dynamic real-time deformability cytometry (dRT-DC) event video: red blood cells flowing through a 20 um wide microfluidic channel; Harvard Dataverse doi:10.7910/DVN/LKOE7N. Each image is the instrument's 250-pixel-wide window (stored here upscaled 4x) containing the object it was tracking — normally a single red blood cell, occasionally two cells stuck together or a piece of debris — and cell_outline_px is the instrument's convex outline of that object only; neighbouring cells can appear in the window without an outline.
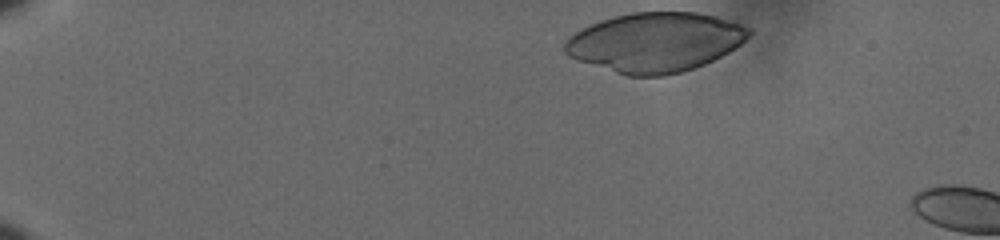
{"species": "human", "species_latin": "Homo sapiens", "temperature_condition": "cold", "stored_images_in_passage": 5, "camera_frame_rate_fps": 3000, "um_per_image_px": 0.085, "donor": {"sex": "male"}, "frame": {"image": 1, "passage_image": 1, "time_ms": 0.0, "image_size_px": [1000, 240], "cell_outline_px": [[752, 32], [740, 44], [728, 52], [704, 64], [680, 72], [664, 76], [628, 76], [576, 60], [568, 56], [564, 52], [564, 44], [576, 32], [600, 20], [632, 12], [696, 12], [716, 16], [752, 28]], "centroid_in_image_um": [55.69, 3.59], "position_along_channel_um": 29.3, "area_um2": 63.29}}